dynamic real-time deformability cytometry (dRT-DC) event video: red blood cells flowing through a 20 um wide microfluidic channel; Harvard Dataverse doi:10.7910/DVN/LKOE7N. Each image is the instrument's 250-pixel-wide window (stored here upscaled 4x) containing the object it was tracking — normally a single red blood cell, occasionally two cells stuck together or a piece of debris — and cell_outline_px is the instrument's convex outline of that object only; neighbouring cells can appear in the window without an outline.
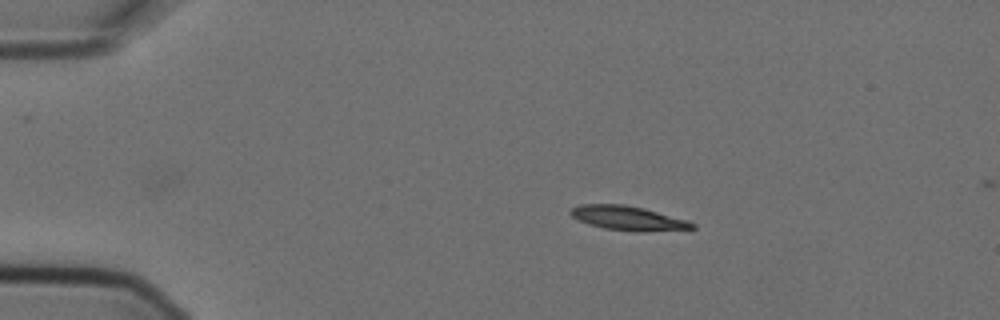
{"species": "Egyptian fruit bat (a non-hibernating species)", "species_latin": "Rousettus aegyptiacus", "temperature_condition": "cold", "stored_images_in_passage": 3, "camera_frame_rate_fps": 3000, "um_per_image_px": 0.085, "animal": {"sex": "female"}, "frame": {"image": 1, "passage_image": 1, "time_ms": 0.0, "image_size_px": [1000, 320], "cell_outline_px": [[696, 228], [644, 232], [636, 232], [604, 228], [588, 224], [572, 216], [568, 212], [572, 208], [580, 204], [624, 204], [644, 208], [684, 220], [696, 224]], "centroid_in_image_um": [53.35, 18.54], "position_along_channel_um": 31.7, "area_um2": 17.05}}